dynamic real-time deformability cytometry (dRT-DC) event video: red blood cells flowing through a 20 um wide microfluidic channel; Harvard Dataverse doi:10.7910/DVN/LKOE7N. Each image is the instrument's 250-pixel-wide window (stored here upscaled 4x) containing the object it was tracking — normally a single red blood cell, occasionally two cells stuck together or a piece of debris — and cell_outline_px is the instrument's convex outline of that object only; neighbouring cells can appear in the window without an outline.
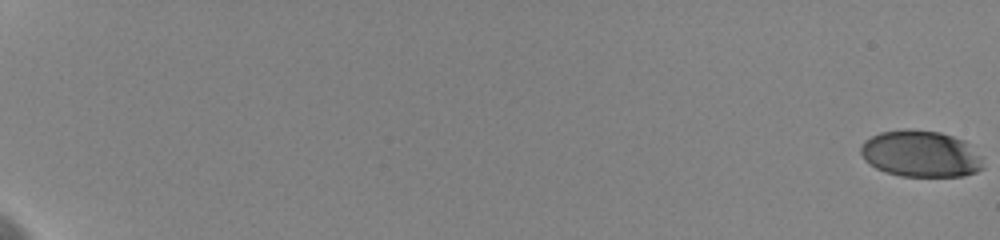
{"species": "human", "species_latin": "Homo sapiens", "temperature_condition": "cold", "stored_images_in_passage": 21, "camera_frame_rate_fps": 3000, "um_per_image_px": 0.085, "donor": {"sex": "female"}, "frame": {"image": 1, "passage_image": 1, "time_ms": 0.0, "image_size_px": [1000, 240], "cell_outline_px": [[984, 168], [976, 172], [964, 176], [900, 176], [884, 172], [876, 168], [864, 160], [860, 152], [860, 148], [864, 140], [880, 132], [940, 132], [964, 140], [980, 156]], "centroid_in_image_um": [78.26, 13.13], "position_along_channel_um": 6.7, "area_um2": 32.48}}
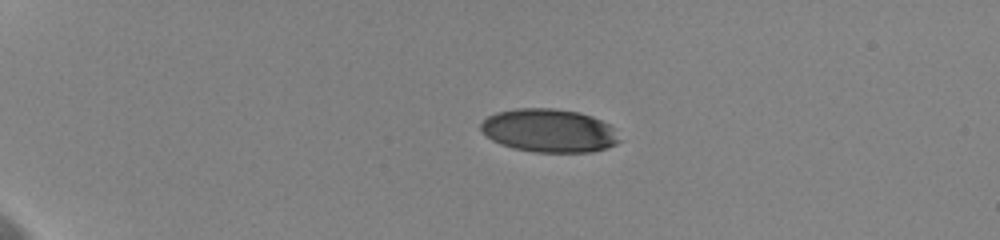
{"frame": {"image": 2, "passage_image": 14, "time_ms": 5.333, "image_size_px": [1000, 240], "cell_outline_px": [[620, 140], [616, 144], [608, 148], [592, 152], [536, 152], [512, 148], [500, 144], [492, 140], [480, 128], [480, 124], [488, 116], [496, 112], [516, 108], [552, 108], [580, 112], [592, 116], [608, 124], [612, 128]], "centroid_in_image_um": [46.66, 11.1], "position_along_channel_um": 38.3, "area_um2": 34.97}}